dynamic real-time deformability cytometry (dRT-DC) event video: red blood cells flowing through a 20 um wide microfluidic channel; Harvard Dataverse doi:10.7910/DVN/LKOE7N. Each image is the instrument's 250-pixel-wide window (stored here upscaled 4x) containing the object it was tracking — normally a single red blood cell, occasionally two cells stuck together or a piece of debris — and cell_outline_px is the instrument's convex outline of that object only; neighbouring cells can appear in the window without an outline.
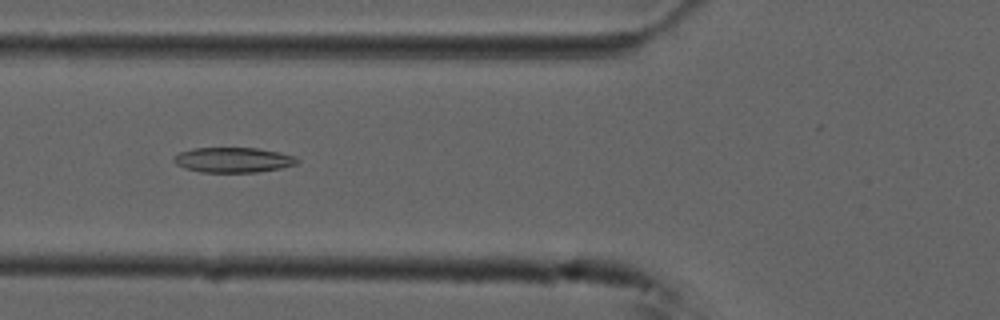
{"species": "common noctule bat (a hibernating species)", "species_latin": "Nyctalus noctula", "temperature_condition": "cold", "stored_images_in_passage": 54, "camera_frame_rate_fps": 3000, "um_per_image_px": 0.085, "animal": {"sex": "male", "forearm_length_mm": 52.5}, "frame": {"image": 1, "passage_image": 20, "time_ms": 6.333, "image_size_px": [1000, 320], "cell_outline_px": [[300, 160], [296, 164], [280, 168], [256, 172], [200, 172], [184, 168], [176, 164], [172, 160], [172, 156], [180, 152], [192, 148], [256, 148], [296, 156]], "centroid_in_image_um": [19.77, 13.59], "position_along_channel_um": 106.0, "area_um2": 18.03}}
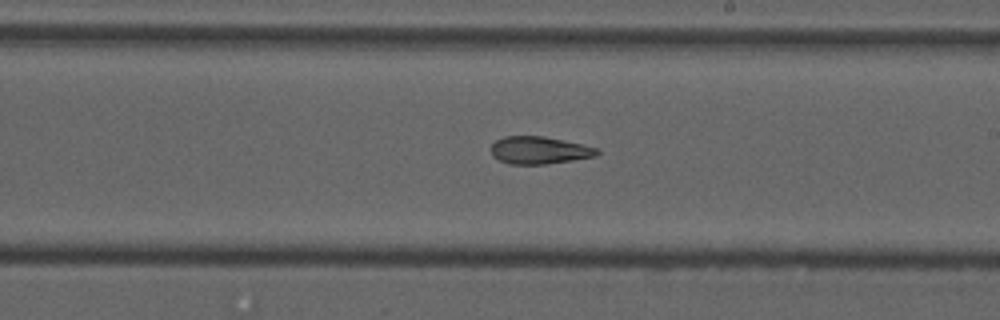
{"frame": {"image": 2, "passage_image": 31, "time_ms": 10.0, "image_size_px": [1000, 320], "cell_outline_px": [[600, 152], [596, 156], [548, 164], [508, 164], [492, 156], [492, 144], [496, 140], [504, 136], [544, 136], [600, 148]], "centroid_in_image_um": [45.85, 12.77], "position_along_channel_um": 243.1, "area_um2": 16.99}}
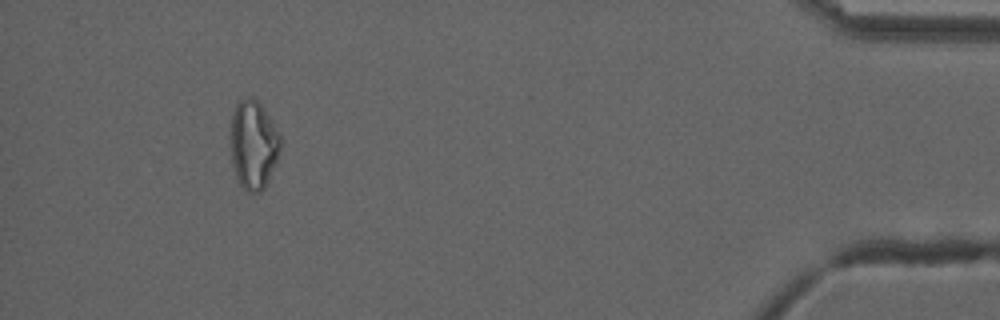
{"frame": {"image": 3, "passage_image": 50, "time_ms": 16.333, "image_size_px": [1000, 320], "cell_outline_px": [[280, 152], [268, 180], [264, 188], [260, 192], [248, 192], [240, 184], [236, 176], [232, 164], [232, 112], [236, 104], [240, 100], [248, 96], [252, 96], [264, 108], [280, 136]], "centroid_in_image_um": [21.54, 12.29], "position_along_channel_um": 413.7, "area_um2": 25.37}, "authors_computed_cell_mechanics": {"area_um2": 20.0566, "velocity_mm_per_s": 3.7342, "shape_relaxation_time_tau1_ms": null, "shape_relaxation_time_tau2_ms": 4.8943, "deformation_change_tau1": null, "deformation_change_tau2": 0.1366}}